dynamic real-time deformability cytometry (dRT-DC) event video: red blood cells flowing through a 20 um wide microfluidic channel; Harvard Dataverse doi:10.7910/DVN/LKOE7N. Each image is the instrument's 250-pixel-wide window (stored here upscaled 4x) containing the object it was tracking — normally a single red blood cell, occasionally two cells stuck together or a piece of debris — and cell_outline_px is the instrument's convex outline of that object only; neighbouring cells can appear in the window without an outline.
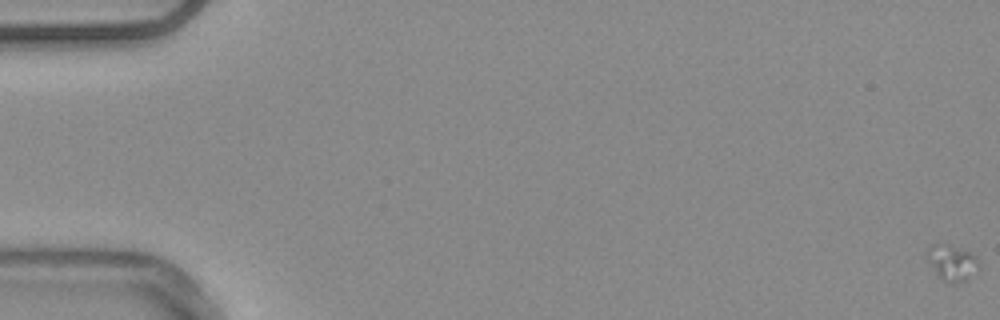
{"species": "common noctule bat (a hibernating species)", "species_latin": "Nyctalus noctula", "temperature_condition": "warm", "stored_images_in_passage": 14, "camera_frame_rate_fps": 3000, "um_per_image_px": 0.085, "animal": {"sex": "male", "body_mass_g": 20.4}, "frame": {"image": 1, "passage_image": 1, "time_ms": 0.0, "image_size_px": [1000, 320], "cell_outline_px": [[980, 268], [964, 280], [956, 284], [940, 280], [928, 260], [924, 252], [932, 244], [940, 240], [968, 252], [976, 256], [980, 264]], "centroid_in_image_um": [80.87, 22.29], "position_along_channel_um": 4.1, "area_um2": 11.1}}